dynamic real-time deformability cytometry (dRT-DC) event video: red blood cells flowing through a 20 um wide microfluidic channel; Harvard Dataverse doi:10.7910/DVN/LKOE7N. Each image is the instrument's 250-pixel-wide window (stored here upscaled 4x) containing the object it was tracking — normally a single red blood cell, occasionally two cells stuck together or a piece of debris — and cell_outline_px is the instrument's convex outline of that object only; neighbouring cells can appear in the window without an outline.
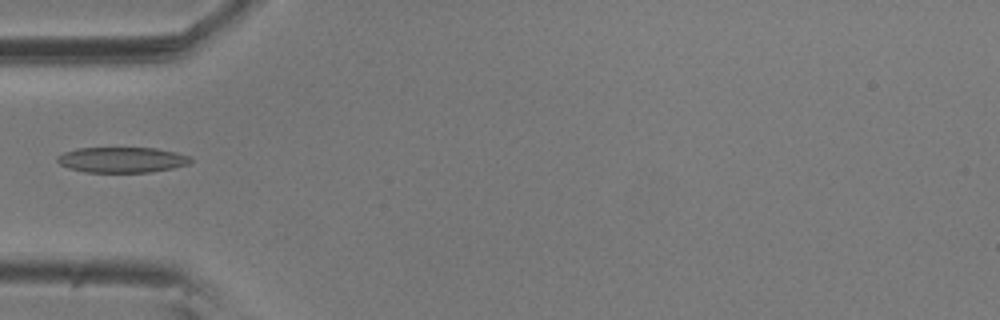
{"species": "common noctule bat (a hibernating species)", "species_latin": "Nyctalus noctula", "temperature_condition": "room temperature", "stored_images_in_passage": 2, "camera_frame_rate_fps": 3000, "um_per_image_px": 0.085, "animal": {"sex": "male", "body_mass_g": 20.5, "forearm_length_mm": 52.5}, "frame": {"image": 1, "passage_image": 2, "time_ms": 0.333, "image_size_px": [1000, 320], "cell_outline_px": [[192, 160], [188, 164], [172, 168], [152, 172], [84, 172], [68, 168], [60, 164], [56, 160], [56, 156], [64, 152], [76, 148], [156, 148], [176, 152], [188, 156]], "centroid_in_image_um": [10.33, 13.58], "position_along_channel_um": 74.7, "area_um2": 19.83}}